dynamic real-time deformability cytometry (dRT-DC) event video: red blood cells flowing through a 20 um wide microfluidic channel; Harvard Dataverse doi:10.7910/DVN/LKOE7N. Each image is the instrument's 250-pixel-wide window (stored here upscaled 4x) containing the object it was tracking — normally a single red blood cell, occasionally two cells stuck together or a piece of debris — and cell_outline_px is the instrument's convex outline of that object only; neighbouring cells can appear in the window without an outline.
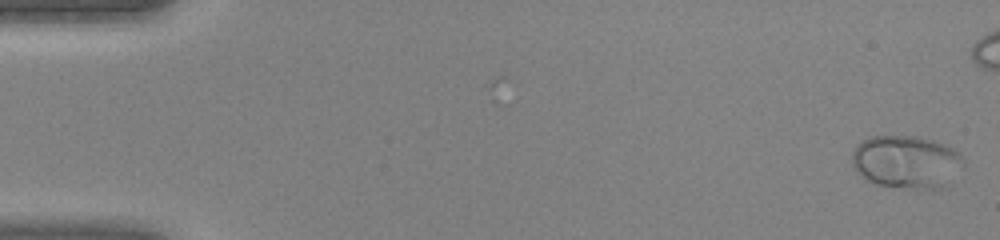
{"species": "human", "species_latin": "Homo sapiens", "temperature_condition": "warm", "stored_images_in_passage": 46, "camera_frame_rate_fps": 3000, "um_per_image_px": 0.085, "donor": {"sex": "female"}, "frame": {"image": 1, "passage_image": 1, "time_ms": 0.0, "image_size_px": [1000, 240], "cell_outline_px": [[964, 168], [944, 188], [916, 188], [876, 184], [864, 180], [852, 164], [852, 152], [856, 144], [872, 136], [916, 136], [932, 140], [952, 148], [960, 152], [964, 160]], "centroid_in_image_um": [77.07, 13.76], "position_along_channel_um": 7.9, "area_um2": 34.56}}
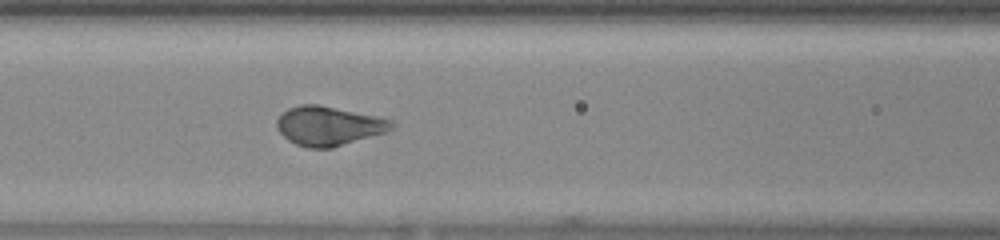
{"frame": {"image": 2, "passage_image": 20, "time_ms": 6.333, "image_size_px": [1000, 240], "cell_outline_px": [[396, 124], [388, 132], [332, 148], [308, 148], [296, 144], [288, 140], [276, 128], [276, 120], [288, 108], [300, 104], [316, 104], [376, 116], [392, 120]], "centroid_in_image_um": [27.95, 10.71], "position_along_channel_um": 138.7, "area_um2": 26.24}}
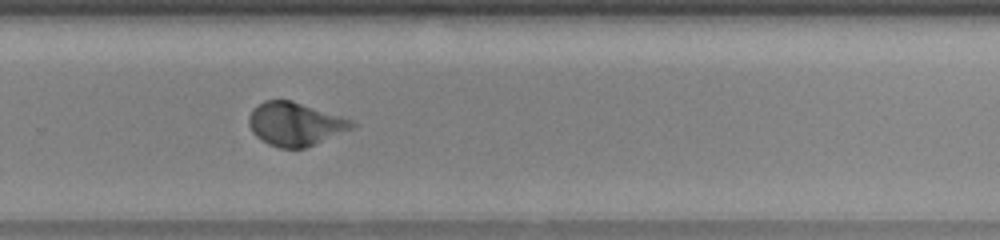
{"frame": {"image": 3, "passage_image": 31, "time_ms": 10.0, "image_size_px": [1000, 240], "cell_outline_px": [[360, 124], [352, 128], [304, 148], [280, 148], [268, 144], [260, 140], [252, 132], [248, 124], [248, 116], [264, 100], [292, 100], [340, 116]], "centroid_in_image_um": [25.06, 10.54], "position_along_channel_um": 304.7, "area_um2": 25.72}}